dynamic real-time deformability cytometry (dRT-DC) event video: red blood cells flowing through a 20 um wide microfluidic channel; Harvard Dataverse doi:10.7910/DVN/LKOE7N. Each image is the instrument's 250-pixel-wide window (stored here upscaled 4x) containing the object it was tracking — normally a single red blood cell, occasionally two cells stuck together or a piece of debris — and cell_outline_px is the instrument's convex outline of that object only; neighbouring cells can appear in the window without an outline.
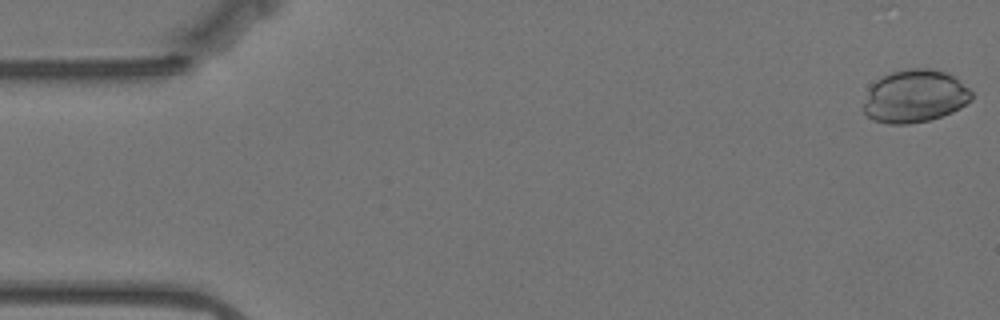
{"species": "Egyptian fruit bat (a non-hibernating species)", "species_latin": "Rousettus aegyptiacus", "temperature_condition": "warm", "stored_images_in_passage": 57, "camera_frame_rate_fps": 3000, "um_per_image_px": 0.085, "animal": {"sex": "female"}, "frame": {"image": 1, "passage_image": 1, "time_ms": 0.0, "image_size_px": [1000, 320], "cell_outline_px": [[972, 100], [960, 108], [952, 112], [928, 120], [908, 124], [888, 124], [872, 120], [864, 112], [864, 104], [868, 88], [876, 80], [892, 72], [908, 68], [928, 68], [944, 72], [956, 76], [972, 92]], "centroid_in_image_um": [77.77, 8.18], "position_along_channel_um": 7.2, "area_um2": 33.29}}
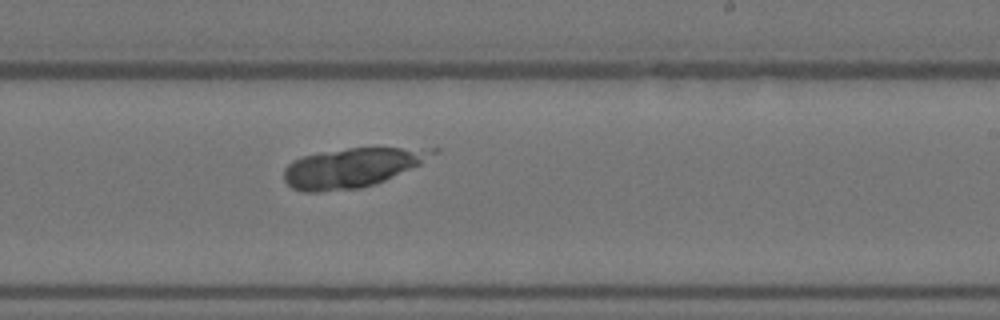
{"frame": {"image": 2, "passage_image": 34, "time_ms": 11.0, "image_size_px": [1000, 320], "cell_outline_px": [[440, 152], [420, 164], [384, 180], [360, 188], [316, 192], [304, 192], [292, 188], [284, 180], [284, 168], [292, 160], [304, 156], [320, 152], [348, 148], [440, 148]], "centroid_in_image_um": [29.91, 14.24], "position_along_channel_um": 259.1, "area_um2": 33.93}}
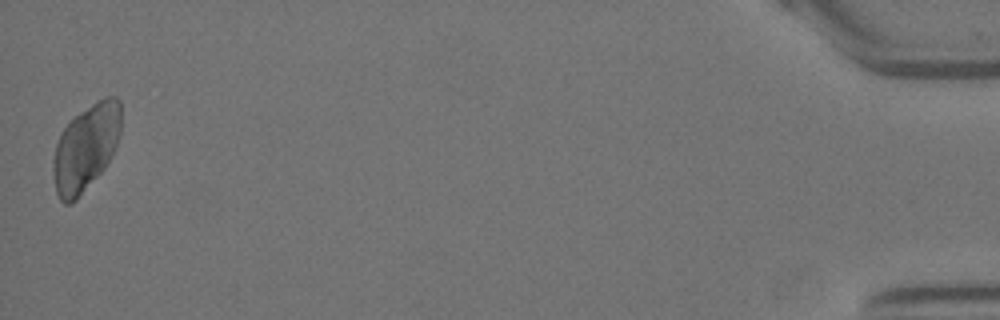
{"frame": {"image": 3, "passage_image": 57, "time_ms": 18.667, "image_size_px": [1000, 320], "cell_outline_px": [[120, 132], [116, 144], [104, 168], [76, 200], [72, 204], [64, 204], [60, 200], [56, 192], [52, 168], [52, 160], [56, 144], [64, 128], [80, 112], [104, 96], [116, 96], [120, 100]], "centroid_in_image_um": [7.27, 12.57], "position_along_channel_um": 427.9, "area_um2": 33.76}}